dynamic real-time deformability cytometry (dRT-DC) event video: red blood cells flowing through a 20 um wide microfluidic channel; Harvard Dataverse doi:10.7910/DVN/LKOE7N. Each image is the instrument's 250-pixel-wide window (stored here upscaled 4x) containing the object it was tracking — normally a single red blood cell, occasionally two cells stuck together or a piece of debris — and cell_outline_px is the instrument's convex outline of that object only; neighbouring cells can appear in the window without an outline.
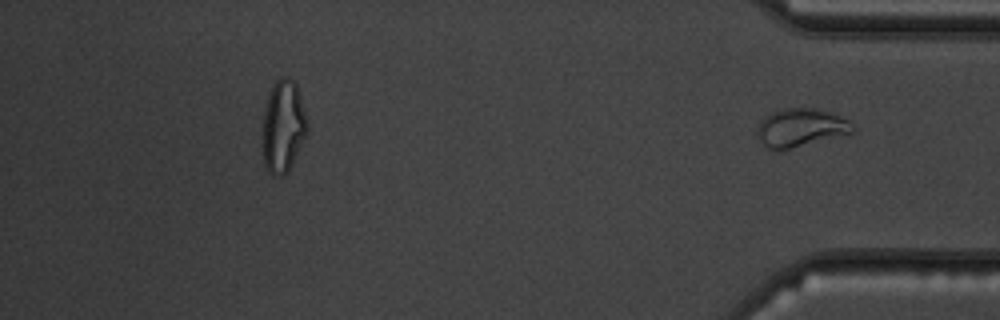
{"species": "common noctule bat (a hibernating species)", "species_latin": "Nyctalus noctula", "temperature_condition": "warm", "stored_images_in_passage": 49, "segment_of_instrument_passage": [2, 2], "camera_frame_rate_fps": 3000, "um_per_image_px": 0.085, "animal": {"sex": "male", "body_mass_g": 19.5, "forearm_length_mm": 54.6}, "frame": {"image": 1, "passage_image": 49, "time_ms": 16.0, "image_size_px": [1000, 320], "cell_outline_px": [[856, 132], [788, 148], [768, 148], [760, 140], [756, 132], [760, 120], [764, 116], [772, 112], [784, 108], [816, 108], [828, 112], [848, 120], [856, 128]], "centroid_in_image_um": [68.06, 10.82], "position_along_channel_um": 367.1, "area_um2": 20.81}}